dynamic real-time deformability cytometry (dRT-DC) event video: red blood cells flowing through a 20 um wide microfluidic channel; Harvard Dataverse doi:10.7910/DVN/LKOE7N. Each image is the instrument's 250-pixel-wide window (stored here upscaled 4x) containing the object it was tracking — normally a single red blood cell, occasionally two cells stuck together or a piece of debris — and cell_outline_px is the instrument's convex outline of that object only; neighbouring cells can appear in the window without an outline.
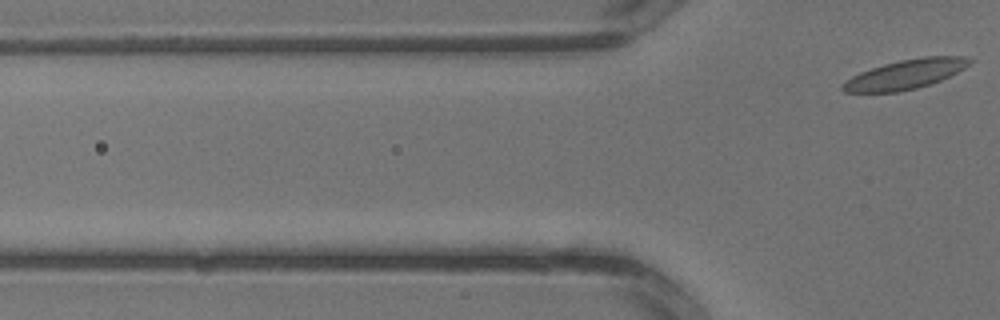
{"species": "common noctule bat (a hibernating species)", "species_latin": "Nyctalus noctula", "temperature_condition": "warm", "stored_images_in_passage": 2, "camera_frame_rate_fps": 3000, "um_per_image_px": 0.085, "animal": {"sex": "male", "body_mass_g": 13.3}, "frame": {"image": 1, "passage_image": 2, "time_ms": 0.333, "image_size_px": [1000, 320], "cell_outline_px": [[972, 60], [964, 68], [940, 80], [916, 88], [900, 92], [844, 92], [840, 88], [840, 84], [844, 80], [860, 72], [884, 64], [900, 60], [924, 56], [964, 56]], "centroid_in_image_um": [76.9, 6.32], "position_along_channel_um": 48.9, "area_um2": 21.62}}